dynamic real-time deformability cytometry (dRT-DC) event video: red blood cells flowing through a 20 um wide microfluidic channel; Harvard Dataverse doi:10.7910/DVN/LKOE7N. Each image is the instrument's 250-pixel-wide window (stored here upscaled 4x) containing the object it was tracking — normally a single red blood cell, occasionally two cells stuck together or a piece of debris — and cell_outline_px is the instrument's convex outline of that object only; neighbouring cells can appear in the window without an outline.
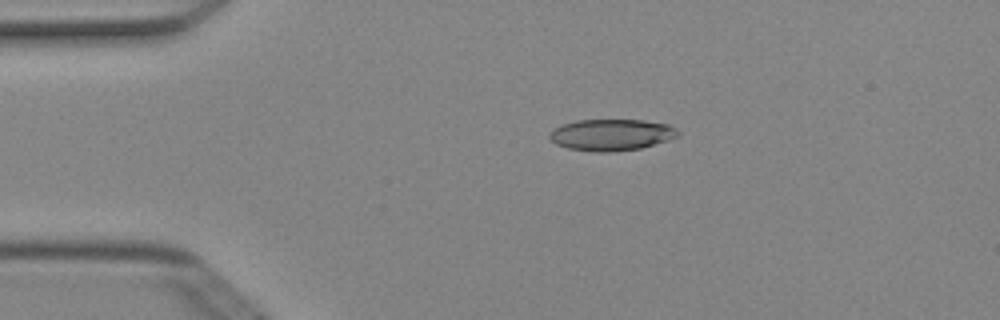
{"species": "Egyptian fruit bat (a non-hibernating species)", "species_latin": "Rousettus aegyptiacus", "temperature_condition": "cold", "stored_images_in_passage": 4, "camera_frame_rate_fps": 3000, "um_per_image_px": 0.085, "animal": {"sex": "female"}, "frame": {"image": 1, "passage_image": 3, "time_ms": 0.667, "image_size_px": [1000, 320], "cell_outline_px": [[680, 136], [668, 140], [640, 148], [616, 152], [592, 152], [568, 148], [556, 144], [548, 136], [552, 128], [576, 120], [644, 120], [668, 124], [676, 128], [680, 132]], "centroid_in_image_um": [51.98, 11.46], "position_along_channel_um": 33.0, "area_um2": 23.76}}
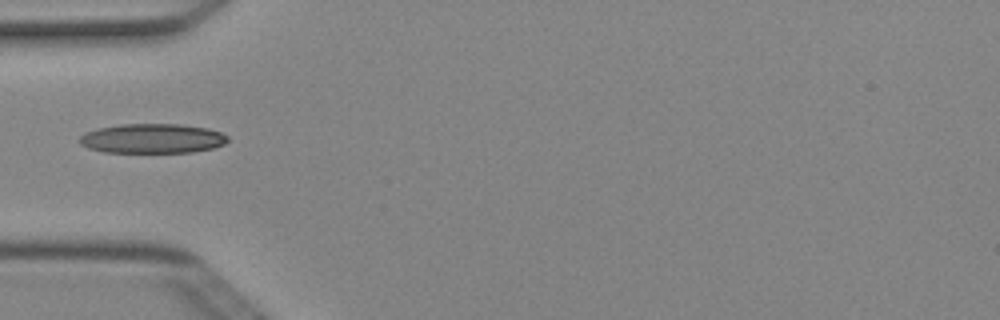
{"frame": {"image": 2, "passage_image": 4, "time_ms": 1.0, "image_size_px": [1000, 320], "cell_outline_px": [[228, 140], [224, 144], [212, 148], [192, 152], [104, 152], [88, 148], [80, 144], [80, 136], [84, 132], [96, 128], [120, 124], [180, 124], [208, 128], [220, 132], [228, 136]], "centroid_in_image_um": [12.93, 11.76], "position_along_channel_um": 72.1, "area_um2": 25.61}}